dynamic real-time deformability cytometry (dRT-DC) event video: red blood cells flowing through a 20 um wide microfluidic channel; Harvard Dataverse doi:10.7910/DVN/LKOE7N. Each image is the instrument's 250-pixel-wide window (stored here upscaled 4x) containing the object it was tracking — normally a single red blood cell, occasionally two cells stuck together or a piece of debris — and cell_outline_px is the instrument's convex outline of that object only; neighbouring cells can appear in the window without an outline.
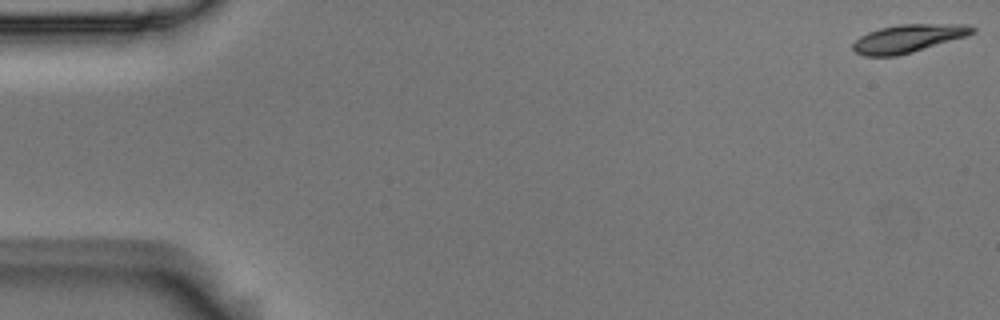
{"species": "Egyptian fruit bat (a non-hibernating species)", "species_latin": "Rousettus aegyptiacus", "temperature_condition": "room temperature", "stored_images_in_passage": 3, "camera_frame_rate_fps": 3000, "um_per_image_px": 0.085, "animal": {"sex": "male"}, "frame": {"image": 1, "passage_image": 1, "time_ms": 0.0, "image_size_px": [1000, 320], "cell_outline_px": [[976, 32], [968, 36], [912, 52], [896, 56], [864, 56], [856, 52], [852, 48], [852, 44], [860, 36], [868, 32], [880, 28], [900, 24], [968, 24], [976, 28]], "centroid_in_image_um": [77.23, 3.26], "position_along_channel_um": 7.8, "area_um2": 19.59}}